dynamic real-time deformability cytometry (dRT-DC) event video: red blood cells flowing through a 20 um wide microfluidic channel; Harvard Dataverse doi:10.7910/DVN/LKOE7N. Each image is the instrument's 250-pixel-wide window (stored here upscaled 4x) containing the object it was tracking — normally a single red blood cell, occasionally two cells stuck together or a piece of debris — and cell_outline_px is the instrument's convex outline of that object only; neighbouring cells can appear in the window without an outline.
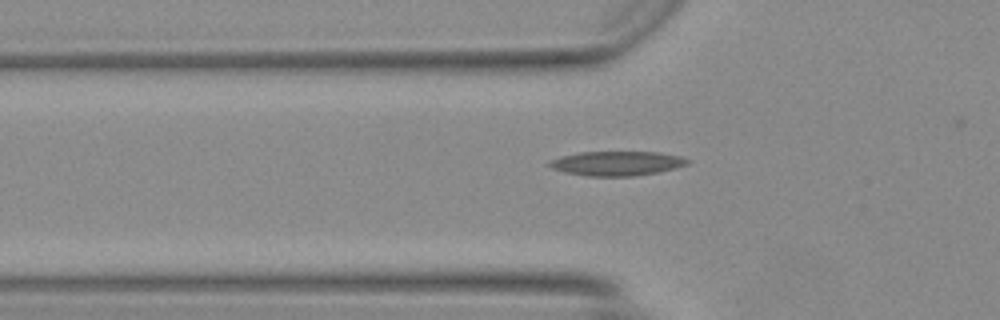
{"species": "Egyptian fruit bat (a non-hibernating species)", "species_latin": "Rousettus aegyptiacus", "temperature_condition": "warm", "stored_images_in_passage": 31, "camera_frame_rate_fps": 3000, "um_per_image_px": 0.085, "animal": {"sex": "female"}, "frame": {"image": 1, "passage_image": 4, "time_ms": 1.0, "image_size_px": [1000, 320], "cell_outline_px": [[692, 160], [688, 164], [676, 168], [660, 172], [636, 176], [588, 176], [564, 172], [552, 168], [544, 164], [548, 160], [580, 152], [660, 152], [680, 156]], "centroid_in_image_um": [52.44, 13.89], "position_along_channel_um": 73.4, "area_um2": 19.88}}
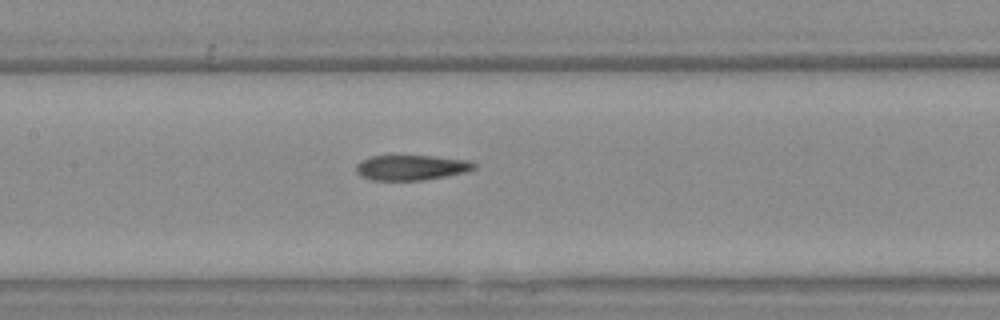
{"frame": {"image": 2, "passage_image": 11, "time_ms": 3.333, "image_size_px": [1000, 320], "cell_outline_px": [[476, 168], [464, 172], [424, 180], [372, 180], [360, 176], [356, 172], [356, 164], [360, 160], [372, 156], [432, 156], [472, 160], [476, 164]], "centroid_in_image_um": [34.95, 14.24], "position_along_channel_um": 172.5, "area_um2": 17.34}}
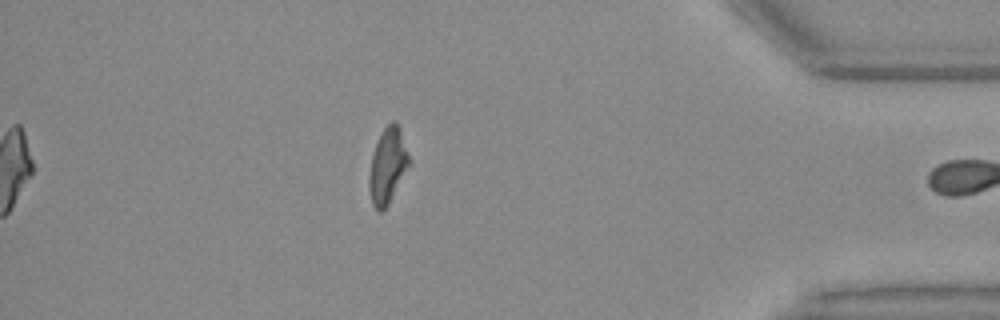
{"frame": {"image": 3, "passage_image": 30, "time_ms": 9.667, "image_size_px": [1000, 320], "cell_outline_px": [[412, 164], [388, 204], [380, 212], [376, 212], [372, 204], [368, 188], [368, 180], [372, 156], [380, 132], [392, 120], [396, 120], [400, 128], [412, 160]], "centroid_in_image_um": [32.98, 14.08], "position_along_channel_um": 402.2, "area_um2": 18.09}, "authors_computed_cell_mechanics": {"area_um2": 18.4382, "velocity_mm_per_s": 4.2217, "shape_relaxation_time_tau1_ms": null, "shape_relaxation_time_tau2_ms": 2.8171, "deformation_change_tau1": null, "deformation_change_tau2": 0.1269}}